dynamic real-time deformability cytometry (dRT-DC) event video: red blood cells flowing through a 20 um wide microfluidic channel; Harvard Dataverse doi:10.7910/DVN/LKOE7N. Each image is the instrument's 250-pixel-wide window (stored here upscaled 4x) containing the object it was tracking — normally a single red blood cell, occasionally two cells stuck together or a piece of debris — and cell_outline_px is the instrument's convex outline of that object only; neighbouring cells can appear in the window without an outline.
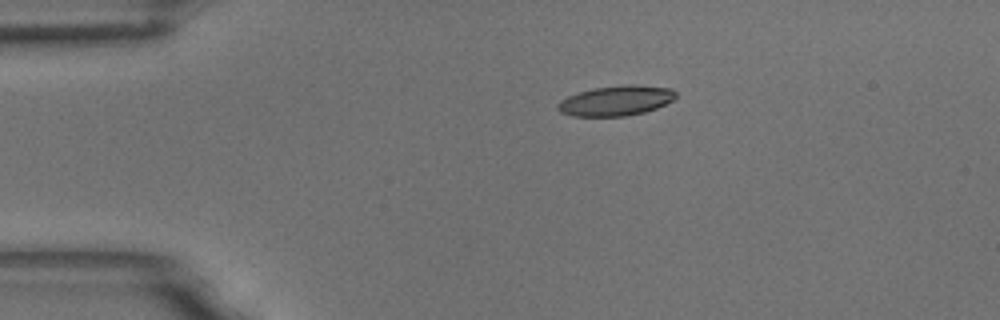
{"species": "common noctule bat (a hibernating species)", "species_latin": "Nyctalus noctula", "temperature_condition": "room temperature", "stored_images_in_passage": 8, "camera_frame_rate_fps": 3000, "um_per_image_px": 0.085, "animal": {"sex": "male", "body_mass_g": 18.8}, "frame": {"image": 1, "passage_image": 1, "time_ms": 0.0, "image_size_px": [1000, 320], "cell_outline_px": [[676, 96], [672, 100], [656, 108], [644, 112], [624, 116], [572, 116], [560, 112], [556, 108], [556, 104], [560, 100], [568, 96], [592, 88], [624, 84], [636, 84], [672, 88], [676, 92]], "centroid_in_image_um": [52.34, 8.54], "position_along_channel_um": 32.7, "area_um2": 20.81}}
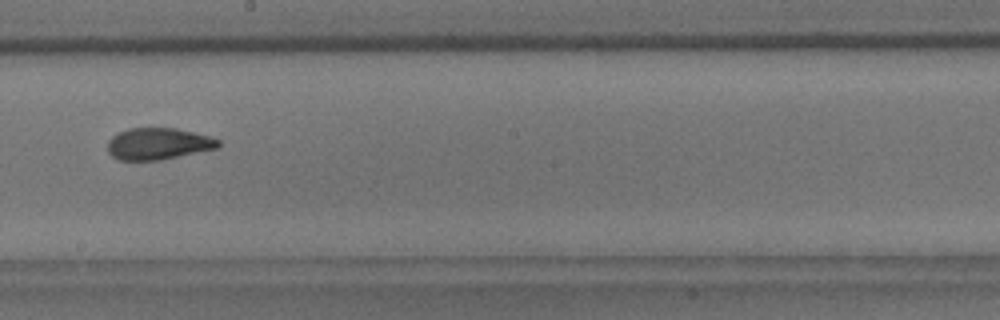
{"frame": {"image": 2, "passage_image": 7, "time_ms": 2.0, "image_size_px": [1000, 320], "cell_outline_px": [[220, 148], [160, 160], [116, 160], [108, 152], [108, 140], [112, 136], [128, 128], [176, 128], [208, 136], [220, 140]], "centroid_in_image_um": [13.45, 12.23], "position_along_channel_um": 234.8, "area_um2": 20.52}}
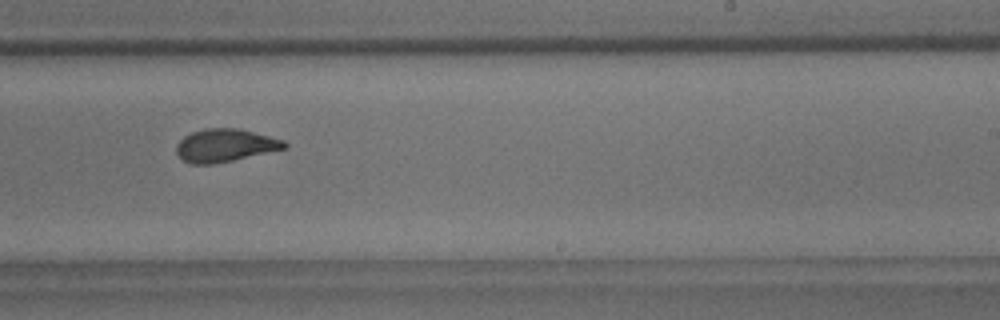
{"frame": {"image": 3, "passage_image": 8, "time_ms": 2.333, "image_size_px": [1000, 320], "cell_outline_px": [[288, 148], [232, 160], [212, 164], [192, 164], [184, 160], [176, 152], [176, 144], [184, 136], [192, 132], [204, 128], [236, 128], [284, 140], [288, 144]], "centroid_in_image_um": [19.13, 12.35], "position_along_channel_um": 269.9, "area_um2": 20.52}}